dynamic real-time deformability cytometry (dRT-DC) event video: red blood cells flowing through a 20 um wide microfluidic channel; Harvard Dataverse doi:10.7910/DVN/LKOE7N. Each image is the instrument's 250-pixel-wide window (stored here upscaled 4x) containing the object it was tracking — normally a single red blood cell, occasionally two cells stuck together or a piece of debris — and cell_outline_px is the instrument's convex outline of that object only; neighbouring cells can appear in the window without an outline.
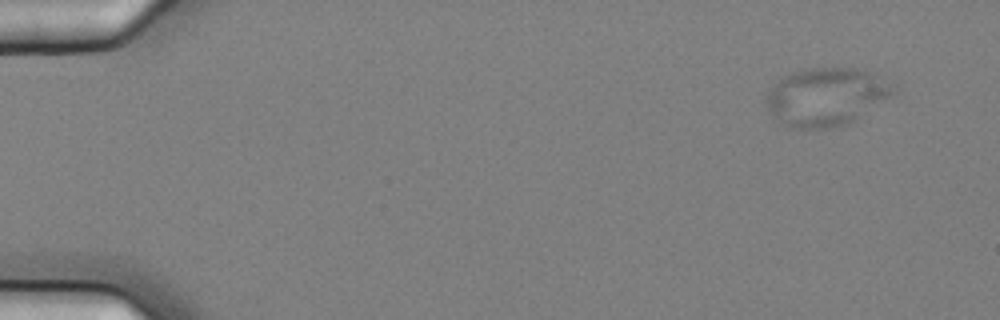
{"species": "common noctule bat (a hibernating species)", "species_latin": "Nyctalus noctula", "temperature_condition": "cold", "stored_images_in_passage": 5, "camera_frame_rate_fps": 3000, "um_per_image_px": 0.085, "animal": {"sex": "female", "body_mass_g": 25.1}, "frame": {"image": 1, "passage_image": 1, "time_ms": 0.0, "image_size_px": [1000, 320], "cell_outline_px": [[896, 92], [848, 124], [828, 128], [788, 128], [780, 124], [772, 116], [764, 100], [768, 88], [784, 76], [792, 72], [804, 68], [856, 68], [872, 72], [896, 84]], "centroid_in_image_um": [70.19, 8.22], "position_along_channel_um": 14.8, "area_um2": 43.41}}
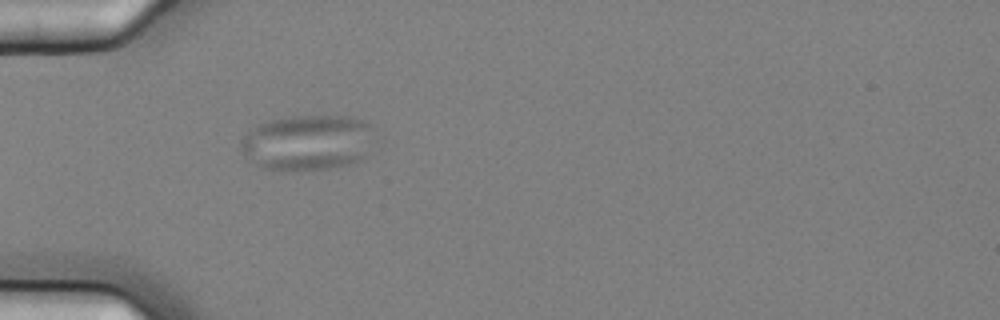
{"frame": {"image": 2, "passage_image": 5, "time_ms": 1.333, "image_size_px": [1000, 320], "cell_outline_px": [[368, 124], [364, 156], [360, 160], [348, 164], [328, 168], [260, 168], [240, 148], [240, 140], [248, 132], [260, 124], [272, 120], [292, 116], [352, 116]], "centroid_in_image_um": [26.05, 12.08], "position_along_channel_um": 59.0, "area_um2": 41.27}}